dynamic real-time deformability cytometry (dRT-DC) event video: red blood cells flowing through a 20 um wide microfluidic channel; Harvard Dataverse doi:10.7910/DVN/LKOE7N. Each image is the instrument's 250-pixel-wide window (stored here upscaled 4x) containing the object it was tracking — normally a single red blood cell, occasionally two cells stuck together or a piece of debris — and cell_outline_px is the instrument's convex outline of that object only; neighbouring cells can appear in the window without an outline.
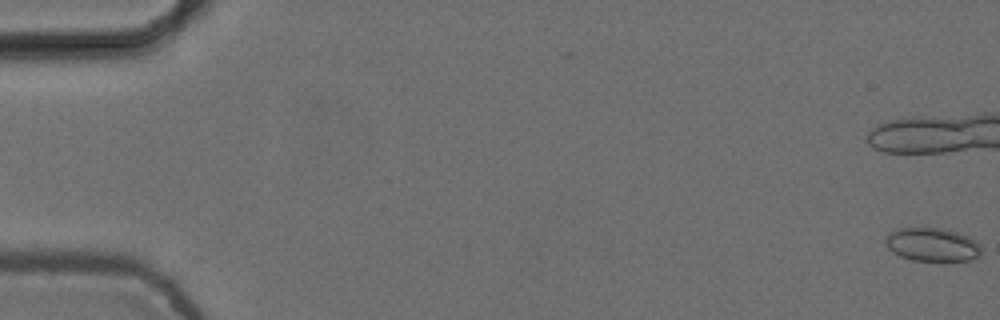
{"species": "common noctule bat (a hibernating species)", "species_latin": "Nyctalus noctula", "temperature_condition": "cold", "stored_images_in_passage": 8, "camera_frame_rate_fps": 3000, "um_per_image_px": 0.085, "animal": {"sex": "female", "body_mass_g": 24.6, "forearm_length_mm": 56.2}, "frame": {"image": 1, "passage_image": 1, "time_ms": 0.0, "image_size_px": [1000, 320], "cell_outline_px": [[980, 256], [972, 260], [944, 264], [912, 260], [900, 256], [892, 252], [884, 244], [884, 236], [900, 228], [940, 228], [960, 232], [976, 240], [980, 248]], "centroid_in_image_um": [79.26, 20.85], "position_along_channel_um": 5.7, "area_um2": 19.59}}
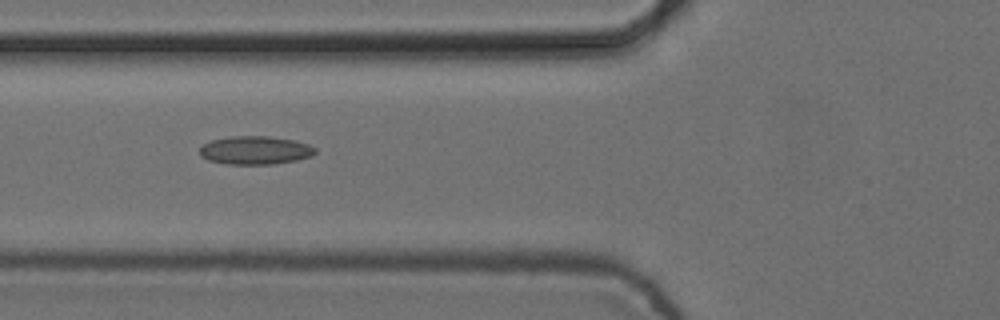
{"frame": {"image": 2, "passage_image": 7, "time_ms": 2.0, "image_size_px": [1000, 320], "cell_outline_px": [[316, 152], [312, 156], [296, 160], [272, 164], [228, 164], [208, 160], [200, 156], [200, 148], [204, 144], [212, 140], [228, 136], [268, 136], [296, 140], [308, 144], [316, 148]], "centroid_in_image_um": [21.7, 12.76], "position_along_channel_um": 104.1, "area_um2": 19.13}}
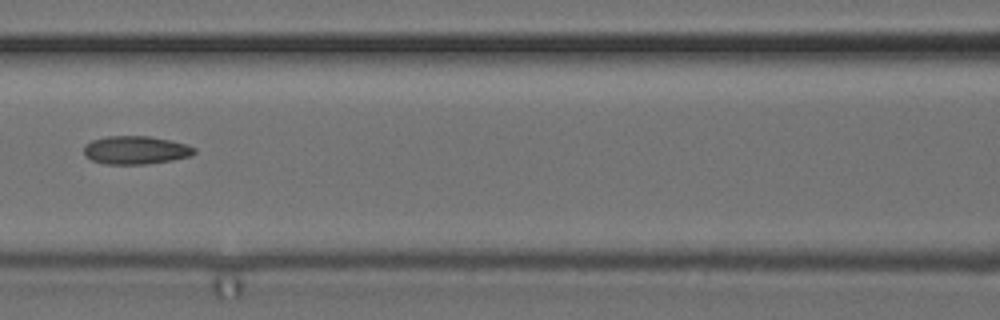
{"frame": {"image": 3, "passage_image": 8, "time_ms": 2.333, "image_size_px": [1000, 320], "cell_outline_px": [[196, 152], [192, 156], [172, 160], [148, 164], [104, 164], [92, 160], [84, 156], [84, 144], [92, 140], [108, 136], [148, 136], [172, 140], [196, 148]], "centroid_in_image_um": [11.53, 12.76], "position_along_channel_um": 155.1, "area_um2": 18.32}}